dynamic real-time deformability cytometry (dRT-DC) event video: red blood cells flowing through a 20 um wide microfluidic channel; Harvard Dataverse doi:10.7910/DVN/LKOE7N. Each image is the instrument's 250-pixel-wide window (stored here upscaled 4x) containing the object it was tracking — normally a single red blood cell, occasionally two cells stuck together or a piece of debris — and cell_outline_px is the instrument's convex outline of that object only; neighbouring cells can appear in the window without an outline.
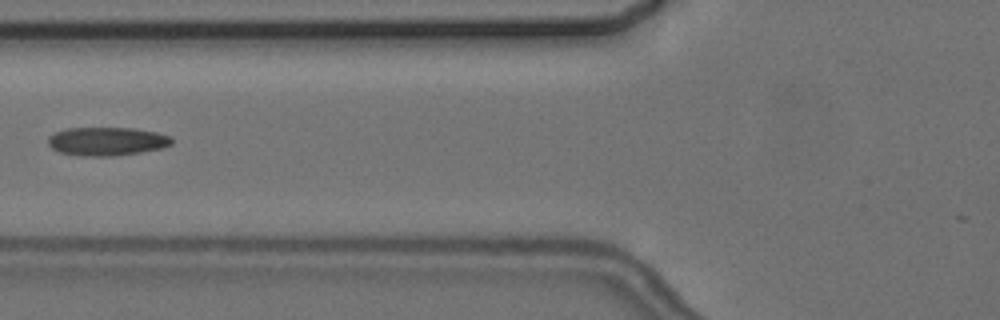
{"species": "common noctule bat (a hibernating species)", "species_latin": "Nyctalus noctula", "temperature_condition": "cold", "stored_images_in_passage": 7, "camera_frame_rate_fps": 3000, "um_per_image_px": 0.085, "animal": {"sex": "female", "body_mass_g": 24.6, "forearm_length_mm": 56.2}, "frame": {"image": 1, "passage_image": 7, "time_ms": 8.667, "image_size_px": [1000, 320], "cell_outline_px": [[172, 144], [164, 148], [140, 152], [112, 156], [84, 156], [60, 152], [52, 148], [48, 144], [48, 136], [56, 132], [68, 128], [132, 128], [156, 132], [172, 136]], "centroid_in_image_um": [9.11, 12.01], "position_along_channel_um": 116.7, "area_um2": 20.52}}